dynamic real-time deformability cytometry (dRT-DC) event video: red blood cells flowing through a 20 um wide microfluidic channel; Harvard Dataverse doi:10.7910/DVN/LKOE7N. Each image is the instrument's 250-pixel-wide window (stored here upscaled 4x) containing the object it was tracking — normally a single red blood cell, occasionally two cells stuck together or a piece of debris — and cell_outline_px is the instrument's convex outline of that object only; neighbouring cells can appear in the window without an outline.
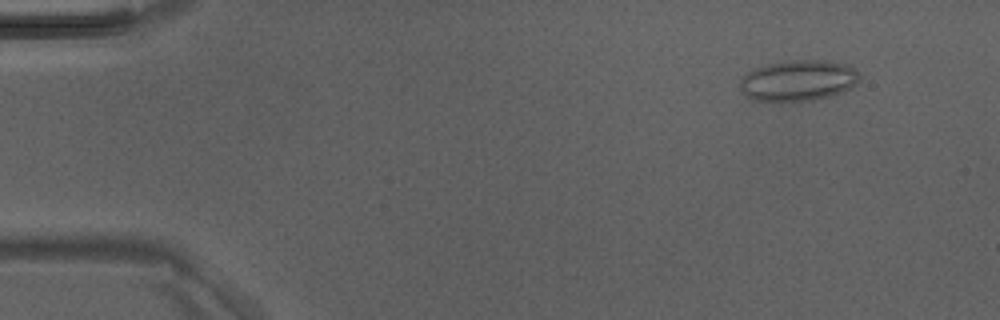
{"species": "Egyptian fruit bat (a non-hibernating species)", "species_latin": "Rousettus aegyptiacus", "temperature_condition": "room temperature", "stored_images_in_passage": 4, "camera_frame_rate_fps": 3000, "um_per_image_px": 0.085, "animal": {"sex": "male"}, "frame": {"image": 1, "passage_image": 2, "time_ms": 0.333, "image_size_px": [1000, 320], "cell_outline_px": [[860, 80], [852, 88], [844, 92], [812, 100], [792, 104], [780, 104], [748, 100], [740, 88], [740, 80], [748, 72], [756, 68], [768, 64], [792, 60], [824, 60], [848, 64], [856, 68], [860, 76]], "centroid_in_image_um": [67.84, 6.9], "position_along_channel_um": 17.2, "area_um2": 29.59}}